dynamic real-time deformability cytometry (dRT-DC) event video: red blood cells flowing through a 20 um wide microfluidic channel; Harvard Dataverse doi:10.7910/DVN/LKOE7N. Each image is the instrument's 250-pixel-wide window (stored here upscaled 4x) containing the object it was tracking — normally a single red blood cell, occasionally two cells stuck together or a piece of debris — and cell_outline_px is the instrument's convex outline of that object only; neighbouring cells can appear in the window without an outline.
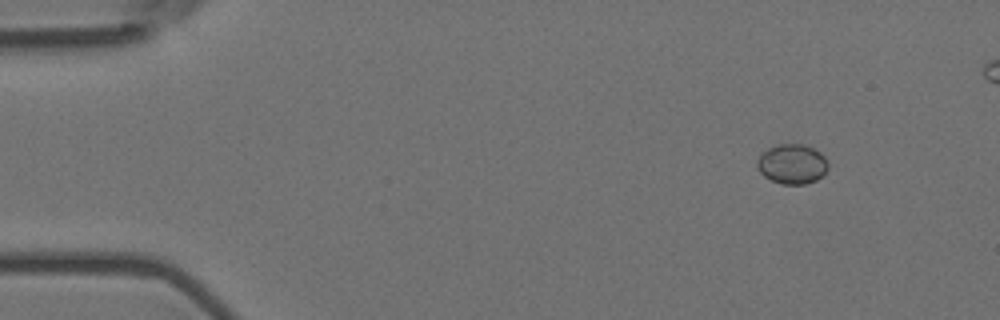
{"species": "Egyptian fruit bat (a non-hibernating species)", "species_latin": "Rousettus aegyptiacus", "temperature_condition": "room temperature", "stored_images_in_passage": 6, "camera_frame_rate_fps": 3000, "um_per_image_px": 0.085, "animal": {"sex": "female"}, "frame": {"image": 1, "passage_image": 2, "time_ms": 0.333, "image_size_px": [1000, 320], "cell_outline_px": [[828, 168], [816, 180], [804, 184], [780, 184], [764, 176], [760, 172], [756, 164], [756, 160], [768, 148], [780, 144], [804, 144], [820, 152], [824, 156], [828, 164]], "centroid_in_image_um": [67.32, 13.94], "position_along_channel_um": 17.7, "area_um2": 16.3}}